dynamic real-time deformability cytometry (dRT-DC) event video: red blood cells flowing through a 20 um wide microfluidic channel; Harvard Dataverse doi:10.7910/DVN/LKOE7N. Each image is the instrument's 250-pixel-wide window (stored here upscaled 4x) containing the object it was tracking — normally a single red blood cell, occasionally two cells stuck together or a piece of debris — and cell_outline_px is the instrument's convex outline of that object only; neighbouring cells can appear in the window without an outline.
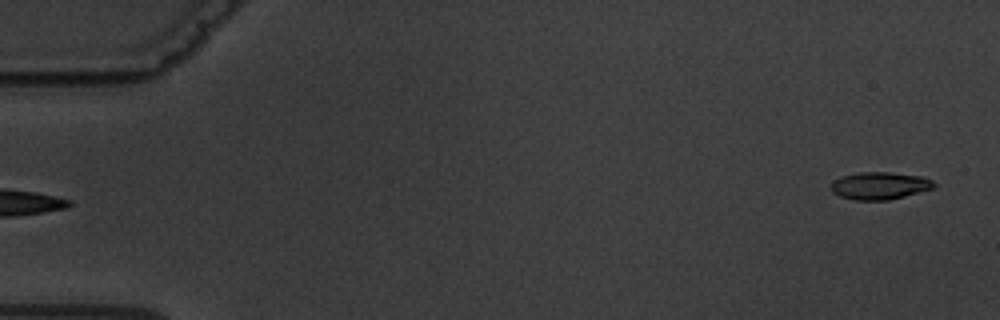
{"species": "common noctule bat (a hibernating species)", "species_latin": "Nyctalus noctula", "temperature_condition": "warm", "stored_images_in_passage": 6, "segment_of_instrument_passage": [2, 2], "camera_frame_rate_fps": 3000, "um_per_image_px": 0.085, "animal": {"sex": "male", "body_mass_g": 19.5, "forearm_length_mm": 54.6}, "frame": {"image": 1, "passage_image": 6, "time_ms": 6.667, "image_size_px": [1000, 320], "cell_outline_px": [[936, 188], [888, 200], [856, 200], [840, 196], [832, 192], [832, 180], [840, 176], [860, 172], [888, 172], [924, 176], [932, 180], [936, 184]], "centroid_in_image_um": [74.8, 15.77], "position_along_channel_um": 10.2, "area_um2": 16.59}}